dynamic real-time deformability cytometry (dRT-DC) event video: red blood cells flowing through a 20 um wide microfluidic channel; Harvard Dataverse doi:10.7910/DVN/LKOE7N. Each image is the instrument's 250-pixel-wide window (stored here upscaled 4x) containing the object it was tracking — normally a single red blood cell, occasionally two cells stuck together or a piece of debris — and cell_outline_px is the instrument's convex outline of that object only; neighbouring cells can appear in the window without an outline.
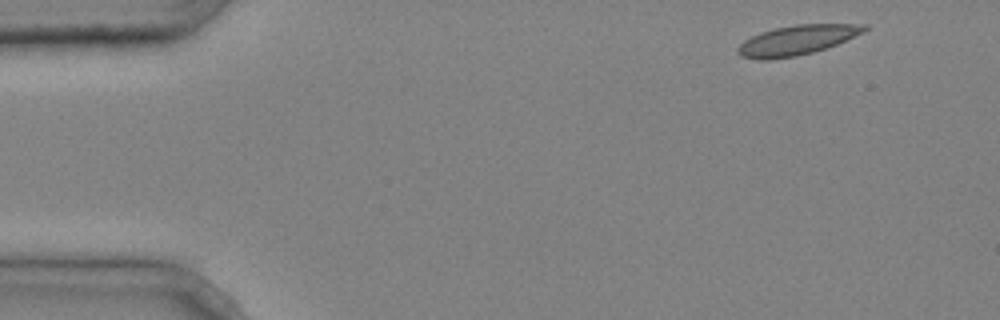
{"species": "common noctule bat (a hibernating species)", "species_latin": "Nyctalus noctula", "temperature_condition": "cold", "stored_images_in_passage": 4, "camera_frame_rate_fps": 3000, "um_per_image_px": 0.085, "animal": {"sex": "male", "body_mass_g": 20.4}, "frame": {"image": 1, "passage_image": 1, "time_ms": 0.0, "image_size_px": [1000, 320], "cell_outline_px": [[868, 28], [864, 32], [836, 44], [812, 52], [796, 56], [768, 60], [760, 60], [740, 56], [736, 52], [736, 48], [744, 40], [760, 32], [776, 28], [796, 24], [868, 24]], "centroid_in_image_um": [67.7, 3.41], "position_along_channel_um": 17.3, "area_um2": 21.85}}